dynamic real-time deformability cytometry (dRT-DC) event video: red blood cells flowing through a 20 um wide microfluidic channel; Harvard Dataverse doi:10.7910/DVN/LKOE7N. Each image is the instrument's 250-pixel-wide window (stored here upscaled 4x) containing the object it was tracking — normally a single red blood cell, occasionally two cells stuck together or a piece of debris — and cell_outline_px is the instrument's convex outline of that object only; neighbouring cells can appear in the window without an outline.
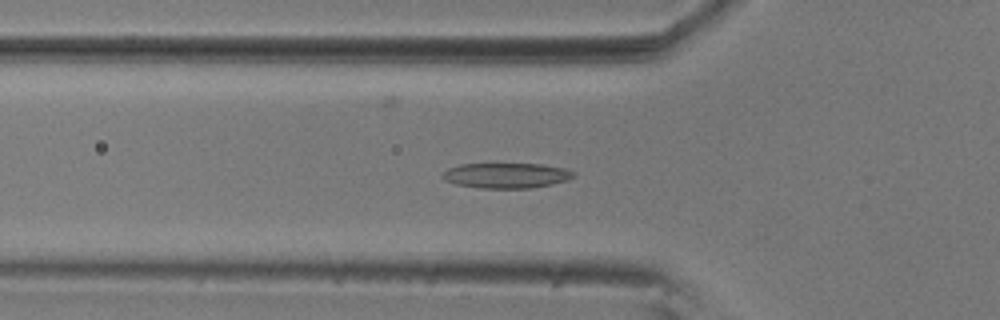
{"species": "common noctule bat (a hibernating species)", "species_latin": "Nyctalus noctula", "temperature_condition": "room temperature", "stored_images_in_passage": 47, "camera_frame_rate_fps": 3000, "um_per_image_px": 0.085, "animal": {"sex": "male", "body_mass_g": 20.5, "forearm_length_mm": 52.5}, "frame": {"image": 1, "passage_image": 8, "time_ms": 2.333, "image_size_px": [1000, 320], "cell_outline_px": [[576, 176], [568, 180], [552, 184], [532, 188], [480, 188], [456, 184], [444, 180], [440, 176], [440, 172], [448, 168], [460, 164], [540, 164], [564, 168], [576, 172]], "centroid_in_image_um": [43.02, 14.91], "position_along_channel_um": 82.8, "area_um2": 19.48}}
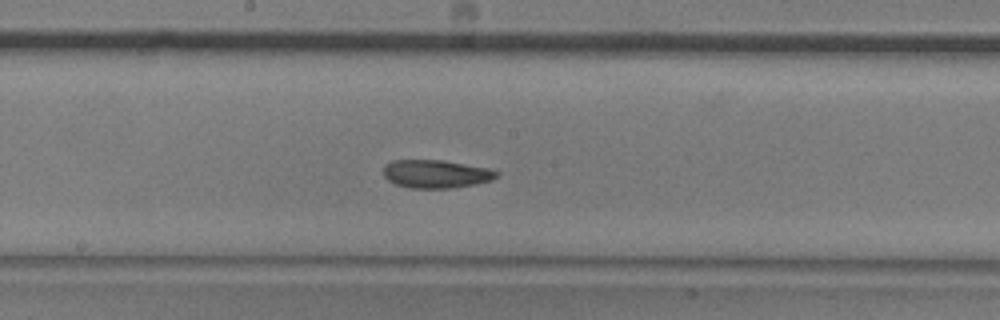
{"frame": {"image": 2, "passage_image": 19, "time_ms": 6.0, "image_size_px": [1000, 320], "cell_outline_px": [[500, 172], [492, 180], [452, 188], [412, 188], [396, 184], [388, 180], [384, 176], [384, 168], [392, 160], [440, 160], [488, 168]], "centroid_in_image_um": [37.05, 14.78], "position_along_channel_um": 211.1, "area_um2": 18.26}}
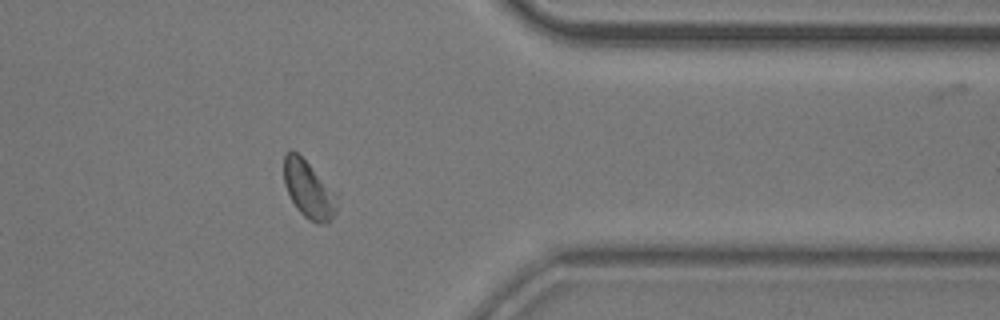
{"frame": {"image": 3, "passage_image": 35, "time_ms": 11.333, "image_size_px": [1000, 320], "cell_outline_px": [[336, 212], [332, 220], [328, 224], [316, 224], [304, 216], [296, 208], [284, 184], [284, 152], [292, 148], [308, 164], [332, 192], [336, 208]], "centroid_in_image_um": [26.17, 16.14], "position_along_channel_um": 385.2, "area_um2": 17.05}, "authors_computed_cell_mechanics": {"area_um2": 18.496, "velocity_mm_per_s": 3.5077, "shape_relaxation_time_tau1_ms": 5.8834, "shape_relaxation_time_tau2_ms": 4.2241, "deformation_change_tau1": 0.1315, "deformation_change_tau2": 0.1036}}